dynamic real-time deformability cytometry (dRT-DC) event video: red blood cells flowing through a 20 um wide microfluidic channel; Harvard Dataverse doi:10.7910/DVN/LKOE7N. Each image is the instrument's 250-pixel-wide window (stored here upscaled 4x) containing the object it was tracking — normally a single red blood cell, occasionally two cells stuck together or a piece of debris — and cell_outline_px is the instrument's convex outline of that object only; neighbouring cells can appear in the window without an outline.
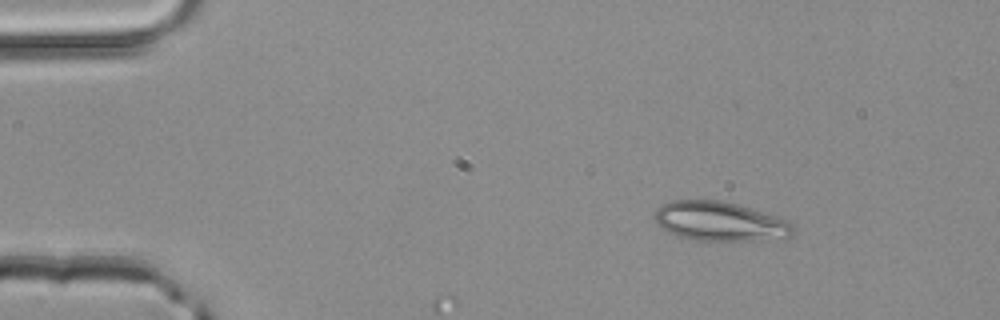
{"species": "common noctule bat (a hibernating species)", "species_latin": "Nyctalus noctula", "temperature_condition": "room temperature", "stored_images_in_passage": 3, "camera_frame_rate_fps": 3000, "um_per_image_px": 0.085, "animal": {"sex": "male", "body_mass_g": 20.4}, "frame": {"image": 1, "passage_image": 1, "time_ms": 0.0, "image_size_px": [1000, 320], "cell_outline_px": [[792, 236], [788, 240], [696, 240], [680, 236], [668, 232], [660, 228], [656, 224], [652, 216], [660, 204], [672, 200], [720, 200], [736, 204], [776, 216], [792, 224]], "centroid_in_image_um": [61.16, 18.82], "position_along_channel_um": 23.8, "area_um2": 31.91}}